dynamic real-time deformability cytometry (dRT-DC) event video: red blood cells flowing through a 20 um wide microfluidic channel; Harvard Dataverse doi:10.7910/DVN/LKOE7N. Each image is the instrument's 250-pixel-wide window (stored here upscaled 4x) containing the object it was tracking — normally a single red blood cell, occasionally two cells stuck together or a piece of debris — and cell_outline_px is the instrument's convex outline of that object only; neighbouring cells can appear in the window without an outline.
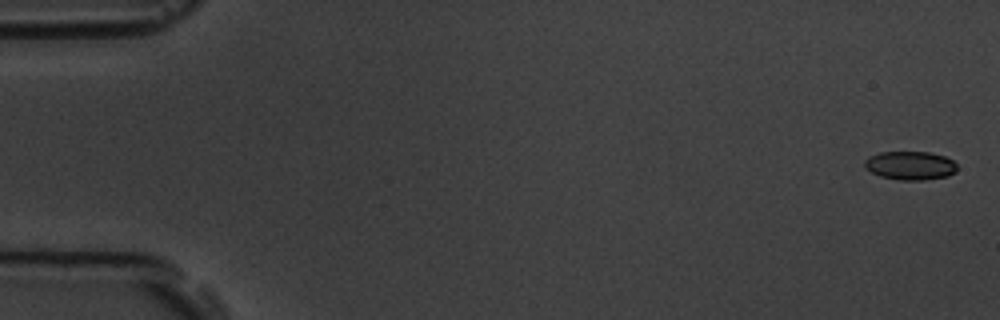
{"species": "common noctule bat (a hibernating species)", "species_latin": "Nyctalus noctula", "temperature_condition": "room temperature", "stored_images_in_passage": 6, "camera_frame_rate_fps": 3000, "um_per_image_px": 0.085, "animal": {"sex": "male", "body_mass_g": 19.5, "forearm_length_mm": 54.6}, "frame": {"image": 1, "passage_image": 1, "time_ms": 0.0, "image_size_px": [1000, 320], "cell_outline_px": [[956, 172], [948, 176], [924, 180], [900, 180], [880, 176], [872, 172], [864, 164], [864, 160], [868, 156], [880, 152], [928, 152], [944, 156], [952, 160], [956, 164]], "centroid_in_image_um": [77.38, 14.07], "position_along_channel_um": 7.6, "area_um2": 15.37}}
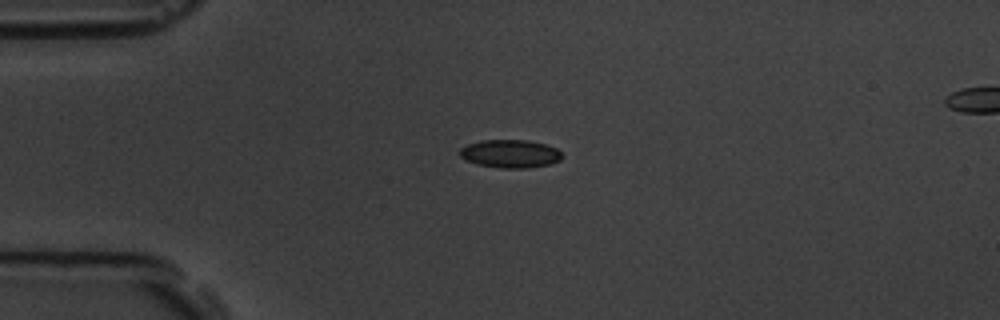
{"frame": {"image": 2, "passage_image": 5, "time_ms": 4.333, "image_size_px": [1000, 320], "cell_outline_px": [[564, 156], [560, 160], [548, 164], [528, 168], [500, 168], [476, 164], [460, 156], [460, 148], [468, 144], [480, 140], [528, 140], [544, 144], [556, 148]], "centroid_in_image_um": [43.37, 13.06], "position_along_channel_um": 41.6, "area_um2": 16.7}}